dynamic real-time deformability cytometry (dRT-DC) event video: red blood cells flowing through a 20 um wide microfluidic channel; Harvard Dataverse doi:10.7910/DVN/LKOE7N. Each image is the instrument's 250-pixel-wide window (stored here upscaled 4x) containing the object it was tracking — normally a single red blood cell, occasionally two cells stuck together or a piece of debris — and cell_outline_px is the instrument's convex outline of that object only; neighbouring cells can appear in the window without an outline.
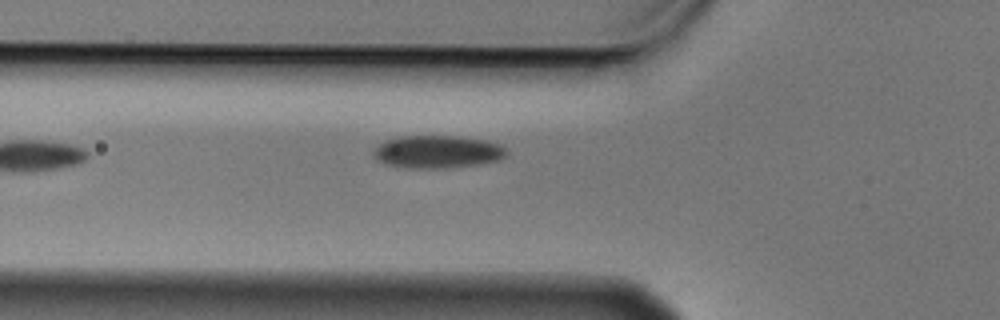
{"species": "Egyptian fruit bat (a non-hibernating species)", "species_latin": "Rousettus aegyptiacus", "temperature_condition": "cold", "stored_images_in_passage": 5, "camera_frame_rate_fps": 3000, "um_per_image_px": 0.085, "animal": {"sex": "male"}, "frame": {"image": 1, "passage_image": 4, "time_ms": 1.0, "image_size_px": [1000, 320], "cell_outline_px": [[508, 156], [500, 160], [480, 164], [448, 168], [408, 168], [384, 164], [376, 160], [372, 156], [372, 152], [384, 140], [400, 136], [460, 136], [488, 140], [500, 144], [508, 152]], "centroid_in_image_um": [37.2, 12.9], "position_along_channel_um": 88.6, "area_um2": 25.84}}